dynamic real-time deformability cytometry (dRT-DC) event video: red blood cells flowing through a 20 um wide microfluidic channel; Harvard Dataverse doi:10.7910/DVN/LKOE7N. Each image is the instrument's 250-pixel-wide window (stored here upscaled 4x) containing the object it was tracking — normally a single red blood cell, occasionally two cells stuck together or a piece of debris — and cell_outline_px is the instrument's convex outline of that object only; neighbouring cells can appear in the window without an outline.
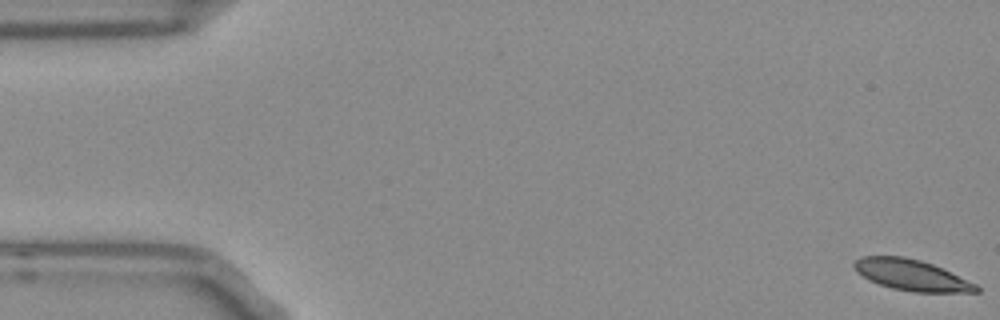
{"species": "Egyptian fruit bat (a non-hibernating species)", "species_latin": "Rousettus aegyptiacus", "temperature_condition": "room temperature", "stored_images_in_passage": 54, "camera_frame_rate_fps": 3000, "um_per_image_px": 0.085, "frame": {"image": 1, "passage_image": 1, "time_ms": 0.0, "image_size_px": [1000, 320], "cell_outline_px": [[980, 292], [912, 292], [892, 288], [880, 284], [856, 272], [852, 264], [860, 256], [904, 256], [920, 260], [932, 264], [976, 284], [980, 288]], "centroid_in_image_um": [77.47, 23.37], "position_along_channel_um": 7.5, "area_um2": 21.79}}
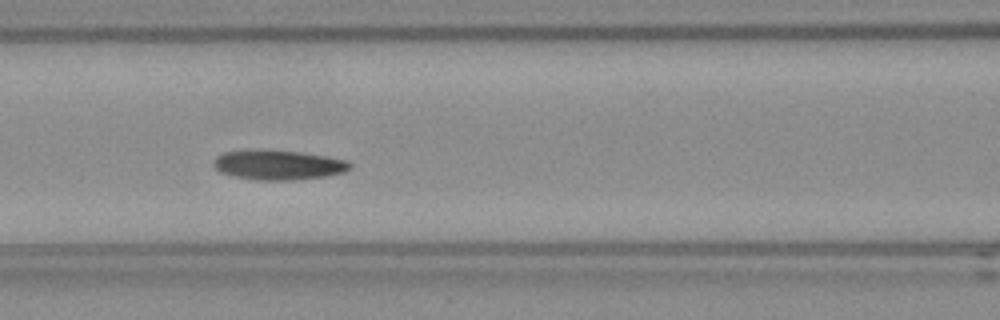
{"frame": {"image": 2, "passage_image": 23, "time_ms": 7.333, "image_size_px": [1000, 320], "cell_outline_px": [[352, 168], [344, 172], [328, 176], [296, 180], [256, 180], [232, 176], [220, 172], [212, 164], [216, 156], [224, 152], [244, 148], [300, 152], [328, 156], [348, 160], [352, 164]], "centroid_in_image_um": [23.65, 14.0], "position_along_channel_um": 143.0, "area_um2": 24.22}}
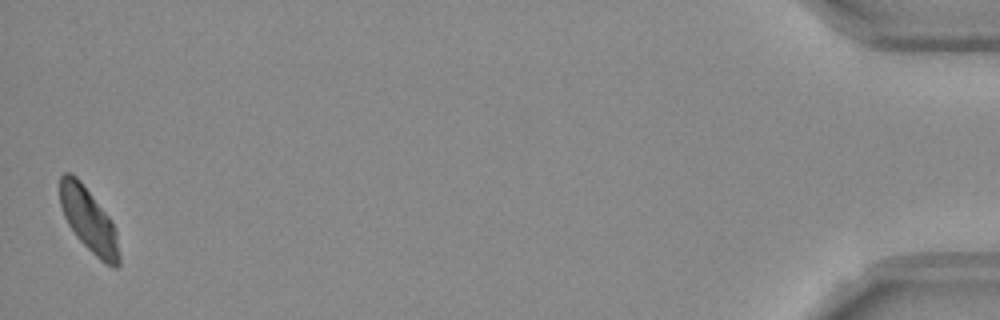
{"frame": {"image": 3, "passage_image": 54, "time_ms": 17.667, "image_size_px": [1000, 320], "cell_outline_px": [[120, 268], [112, 268], [104, 264], [76, 236], [68, 224], [64, 216], [60, 204], [60, 176], [64, 172], [72, 172], [80, 180], [112, 220], [116, 232], [120, 256]], "centroid_in_image_um": [7.56, 18.72], "position_along_channel_um": 427.6, "area_um2": 22.2}, "authors_computed_cell_mechanics": {"area_um2": 23.0622, "velocity_mm_per_s": 3.7034, "shape_relaxation_time_tau1_ms": 11.0787, "shape_relaxation_time_tau2_ms": 6.6293, "deformation_change_tau1": 0.1854, "deformation_change_tau2": 0.1047}}